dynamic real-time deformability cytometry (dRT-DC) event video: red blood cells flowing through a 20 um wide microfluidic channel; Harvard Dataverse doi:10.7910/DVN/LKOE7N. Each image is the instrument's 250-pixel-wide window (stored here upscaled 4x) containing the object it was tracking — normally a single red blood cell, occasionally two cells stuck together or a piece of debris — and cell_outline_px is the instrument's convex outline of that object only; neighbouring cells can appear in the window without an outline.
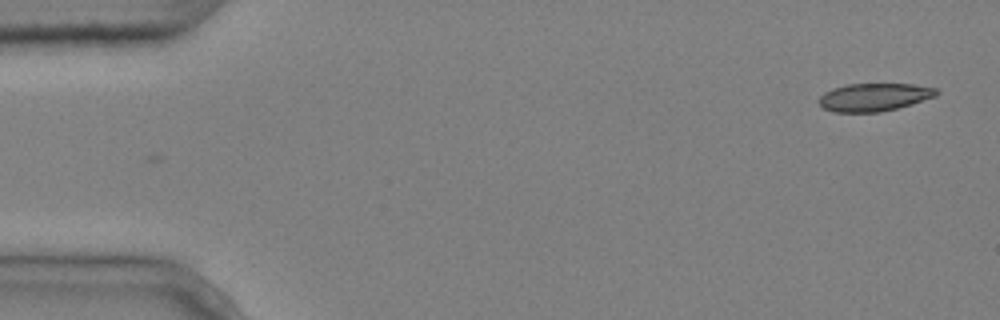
{"species": "common noctule bat (a hibernating species)", "species_latin": "Nyctalus noctula", "temperature_condition": "cold", "stored_images_in_passage": 5, "segment_of_instrument_passage": [2, 2], "camera_frame_rate_fps": 3000, "um_per_image_px": 0.085, "animal": {"sex": "male", "body_mass_g": 20.4}, "frame": {"image": 1, "passage_image": 5, "time_ms": 1.333, "image_size_px": [1000, 320], "cell_outline_px": [[940, 92], [936, 96], [912, 104], [880, 112], [832, 112], [824, 108], [816, 100], [824, 92], [832, 88], [848, 84], [912, 84], [936, 88]], "centroid_in_image_um": [74.28, 8.26], "position_along_channel_um": 10.7, "area_um2": 19.19}}